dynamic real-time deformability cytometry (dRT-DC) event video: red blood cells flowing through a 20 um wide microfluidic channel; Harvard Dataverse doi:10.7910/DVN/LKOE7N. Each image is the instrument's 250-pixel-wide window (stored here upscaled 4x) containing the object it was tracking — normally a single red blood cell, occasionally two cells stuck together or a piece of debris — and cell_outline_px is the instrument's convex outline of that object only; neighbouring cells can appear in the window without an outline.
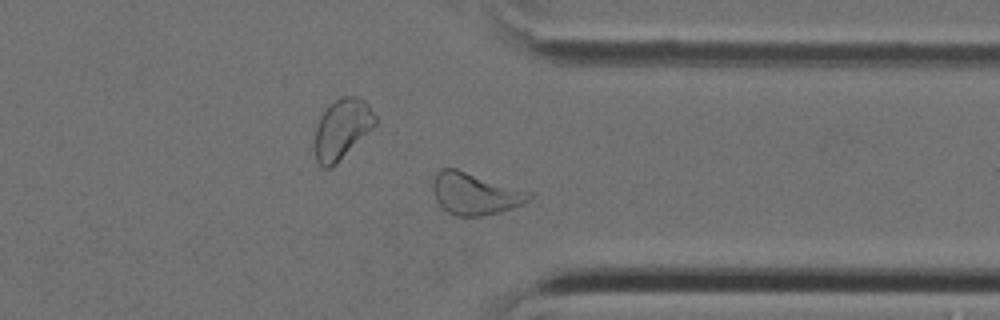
{"species": "Egyptian fruit bat (a non-hibernating species)", "species_latin": "Rousettus aegyptiacus", "temperature_condition": "cold", "stored_images_in_passage": 39, "camera_frame_rate_fps": 3000, "um_per_image_px": 0.085, "animal": {"sex": "female"}, "frame": {"image": 1, "passage_image": 28, "time_ms": 9.0, "image_size_px": [1000, 320], "cell_outline_px": [[532, 196], [528, 200], [512, 208], [500, 212], [480, 216], [456, 216], [448, 212], [436, 200], [432, 188], [432, 184], [440, 168], [456, 168], [532, 192]], "centroid_in_image_um": [40.37, 16.46], "position_along_channel_um": 371.0, "area_um2": 23.29}}